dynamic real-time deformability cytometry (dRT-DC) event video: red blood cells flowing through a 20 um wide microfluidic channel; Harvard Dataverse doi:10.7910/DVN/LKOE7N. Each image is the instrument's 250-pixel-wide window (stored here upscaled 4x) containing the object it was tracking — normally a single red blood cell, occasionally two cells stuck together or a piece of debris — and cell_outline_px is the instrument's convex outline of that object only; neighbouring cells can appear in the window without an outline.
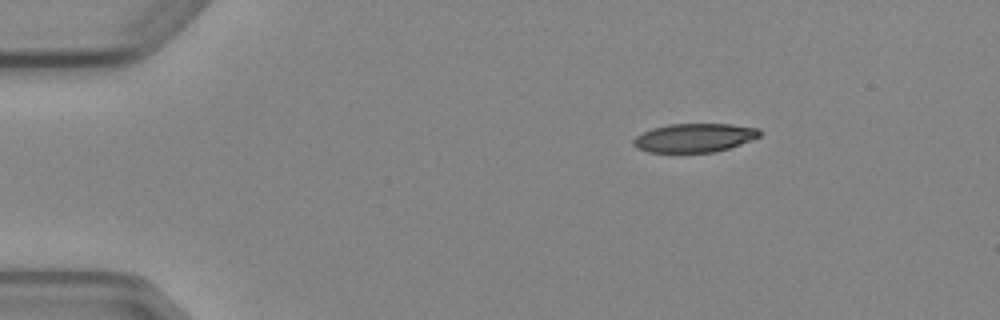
{"species": "Egyptian fruit bat (a non-hibernating species)", "species_latin": "Rousettus aegyptiacus", "temperature_condition": "cold", "stored_images_in_passage": 3, "camera_frame_rate_fps": 3000, "um_per_image_px": 0.085, "animal": {"sex": "female"}, "frame": {"image": 1, "passage_image": 1, "time_ms": 0.0, "image_size_px": [1000, 320], "cell_outline_px": [[760, 136], [740, 144], [716, 152], [648, 152], [636, 148], [632, 144], [632, 140], [636, 136], [652, 128], [668, 124], [732, 124], [760, 128]], "centroid_in_image_um": [59.0, 11.71], "position_along_channel_um": 26.0, "area_um2": 21.15}}